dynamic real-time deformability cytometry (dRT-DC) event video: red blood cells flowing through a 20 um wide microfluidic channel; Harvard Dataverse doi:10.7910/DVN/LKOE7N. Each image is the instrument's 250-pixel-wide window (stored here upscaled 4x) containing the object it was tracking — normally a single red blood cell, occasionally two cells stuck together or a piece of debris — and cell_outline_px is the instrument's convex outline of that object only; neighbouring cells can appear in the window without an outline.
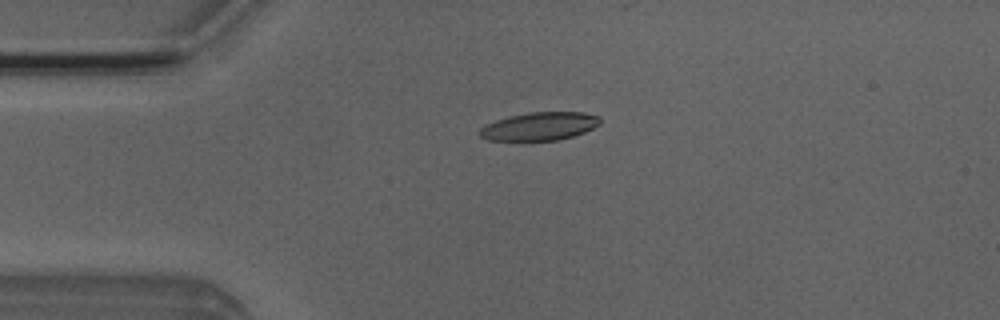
{"species": "Egyptian fruit bat (a non-hibernating species)", "species_latin": "Rousettus aegyptiacus", "temperature_condition": "room temperature", "stored_images_in_passage": 5, "camera_frame_rate_fps": 3000, "um_per_image_px": 0.085, "animal": {"sex": "male"}, "frame": {"image": 1, "passage_image": 1, "time_ms": 0.0, "image_size_px": [1000, 320], "cell_outline_px": [[600, 124], [584, 132], [572, 136], [556, 140], [488, 140], [480, 136], [476, 132], [480, 128], [496, 120], [508, 116], [528, 112], [584, 112], [600, 116]], "centroid_in_image_um": [45.85, 10.72], "position_along_channel_um": 39.2, "area_um2": 19.71}}
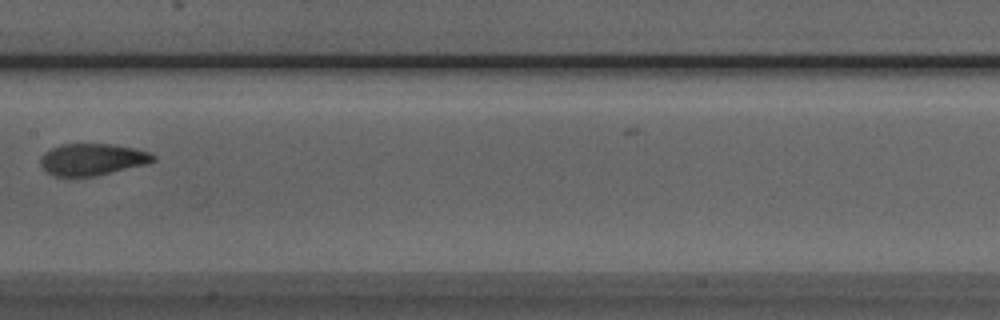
{"frame": {"image": 2, "passage_image": 5, "time_ms": 4.667, "image_size_px": [1000, 320], "cell_outline_px": [[156, 160], [148, 164], [96, 176], [56, 176], [48, 172], [40, 164], [40, 156], [44, 152], [60, 144], [116, 144], [136, 148], [152, 152], [156, 156]], "centroid_in_image_um": [7.9, 13.54], "position_along_channel_um": 199.5, "area_um2": 21.15}}